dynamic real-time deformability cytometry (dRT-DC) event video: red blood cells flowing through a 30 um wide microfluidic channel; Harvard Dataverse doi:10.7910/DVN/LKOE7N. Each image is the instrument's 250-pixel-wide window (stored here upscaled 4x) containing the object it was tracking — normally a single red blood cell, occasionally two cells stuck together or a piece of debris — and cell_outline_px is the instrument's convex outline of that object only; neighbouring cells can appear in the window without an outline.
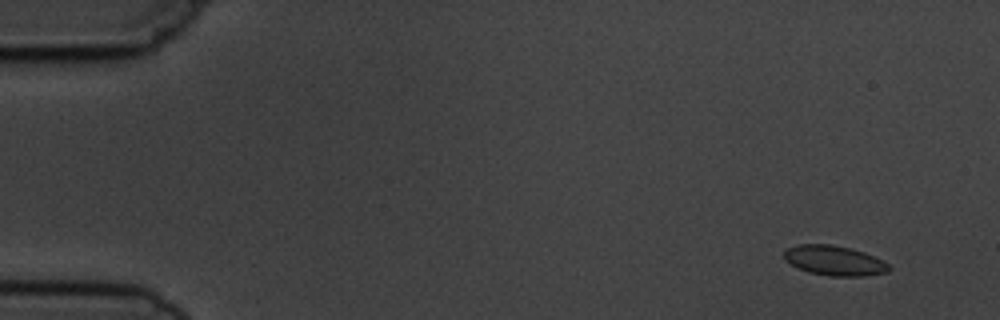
{"species": "common noctule bat (a hibernating species)", "species_latin": "Nyctalus noctula", "temperature_condition": "cold", "stored_images_in_passage": 7, "camera_frame_rate_fps": 3000, "um_per_image_px": 0.085, "animal": {"sex": "male", "body_mass_g": 19.5, "forearm_length_mm": 54.6}, "frame": {"image": 1, "passage_image": 1, "time_ms": 0.0, "image_size_px": [1000, 320], "cell_outline_px": [[892, 268], [888, 272], [864, 276], [828, 276], [808, 272], [796, 268], [784, 260], [784, 252], [788, 248], [796, 244], [832, 244], [864, 252], [888, 264]], "centroid_in_image_um": [70.88, 22.15], "position_along_channel_um": 14.1, "area_um2": 18.32}}
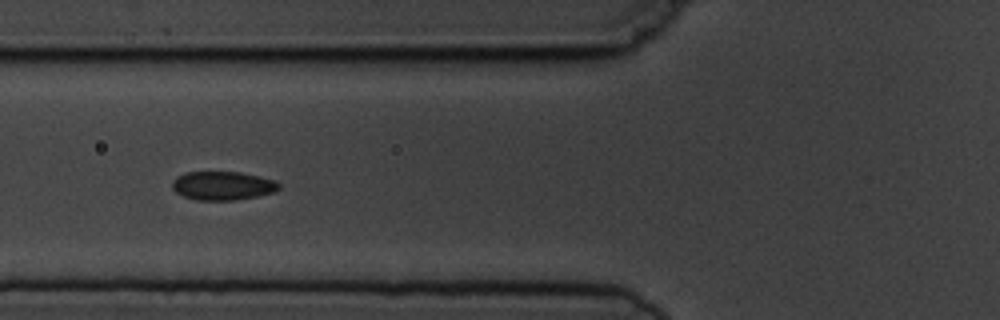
{"frame": {"image": 2, "passage_image": 6, "time_ms": 5.667, "image_size_px": [1000, 320], "cell_outline_px": [[280, 188], [276, 192], [236, 200], [196, 200], [184, 196], [176, 192], [172, 188], [172, 180], [176, 176], [184, 172], [240, 172], [276, 180], [280, 184]], "centroid_in_image_um": [18.93, 15.78], "position_along_channel_um": 106.9, "area_um2": 17.98}}
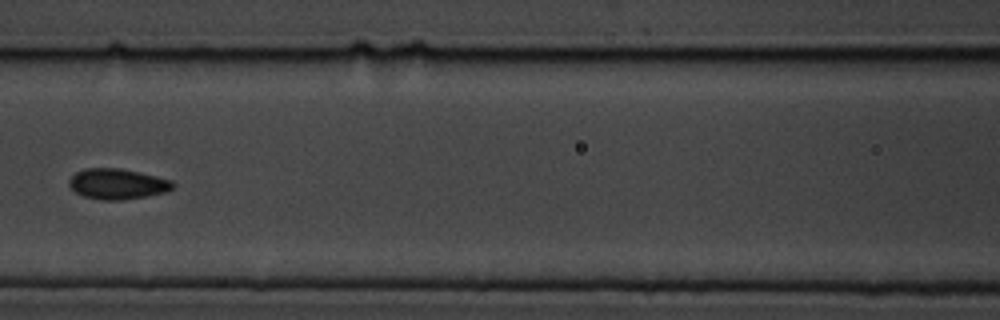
{"frame": {"image": 3, "passage_image": 7, "time_ms": 7.0, "image_size_px": [1000, 320], "cell_outline_px": [[176, 184], [168, 192], [148, 196], [120, 200], [100, 200], [84, 196], [76, 192], [68, 184], [68, 180], [76, 172], [84, 168], [120, 168], [156, 176], [172, 180]], "centroid_in_image_um": [10.0, 15.63], "position_along_channel_um": 156.6, "area_um2": 18.55}}